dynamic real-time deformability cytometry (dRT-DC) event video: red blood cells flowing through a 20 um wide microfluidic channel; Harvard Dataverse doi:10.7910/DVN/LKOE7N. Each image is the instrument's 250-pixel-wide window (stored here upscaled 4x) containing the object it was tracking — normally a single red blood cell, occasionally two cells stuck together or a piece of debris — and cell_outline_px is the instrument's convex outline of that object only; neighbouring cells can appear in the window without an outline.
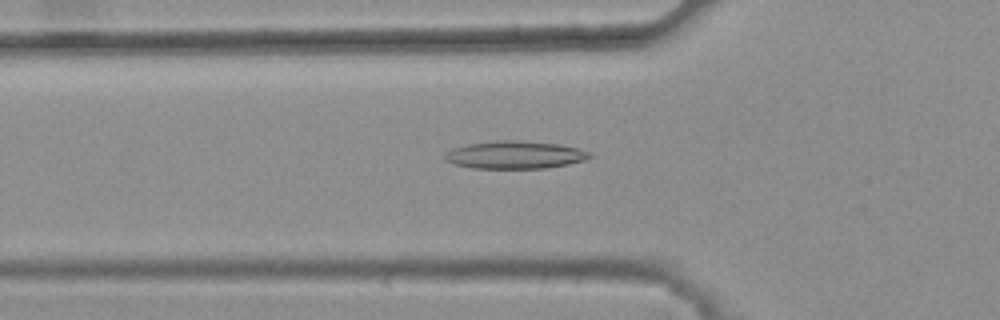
{"species": "common noctule bat (a hibernating species)", "species_latin": "Nyctalus noctula", "temperature_condition": "warm", "stored_images_in_passage": 47, "camera_frame_rate_fps": 3000, "um_per_image_px": 0.085, "animal": {"sex": "female", "body_mass_g": 25.1}, "frame": {"image": 1, "passage_image": 18, "time_ms": 5.667, "image_size_px": [1000, 320], "cell_outline_px": [[592, 156], [584, 160], [568, 164], [544, 168], [472, 168], [452, 164], [444, 160], [444, 156], [452, 148], [468, 144], [496, 140], [516, 140], [560, 144], [576, 148], [588, 152]], "centroid_in_image_um": [43.72, 13.16], "position_along_channel_um": 82.1, "area_um2": 23.29}}
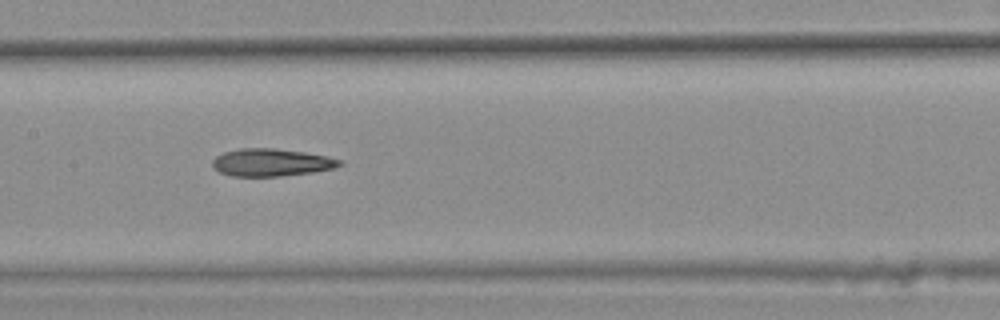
{"frame": {"image": 2, "passage_image": 26, "time_ms": 8.333, "image_size_px": [1000, 320], "cell_outline_px": [[344, 164], [336, 168], [312, 172], [280, 176], [232, 176], [220, 172], [212, 168], [212, 160], [216, 156], [224, 152], [240, 148], [276, 148], [304, 152], [328, 156], [340, 160]], "centroid_in_image_um": [23.06, 13.8], "position_along_channel_um": 184.3, "area_um2": 20.52}}
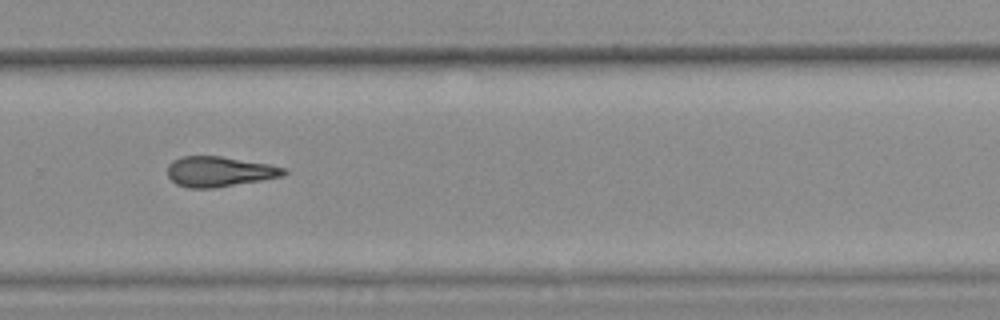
{"frame": {"image": 3, "passage_image": 36, "time_ms": 11.667, "image_size_px": [1000, 320], "cell_outline_px": [[288, 172], [284, 176], [212, 188], [188, 188], [176, 184], [168, 176], [168, 164], [172, 160], [180, 156], [220, 156], [268, 164], [288, 168]], "centroid_in_image_um": [18.64, 14.58], "position_along_channel_um": 311.2, "area_um2": 20.46}, "authors_computed_cell_mechanics": {"area_um2": 20.7502, "velocity_mm_per_s": 3.8153, "shape_relaxation_time_tau1_ms": null, "shape_relaxation_time_tau2_ms": 4.6733, "deformation_change_tau1": null, "deformation_change_tau2": 0.168}}